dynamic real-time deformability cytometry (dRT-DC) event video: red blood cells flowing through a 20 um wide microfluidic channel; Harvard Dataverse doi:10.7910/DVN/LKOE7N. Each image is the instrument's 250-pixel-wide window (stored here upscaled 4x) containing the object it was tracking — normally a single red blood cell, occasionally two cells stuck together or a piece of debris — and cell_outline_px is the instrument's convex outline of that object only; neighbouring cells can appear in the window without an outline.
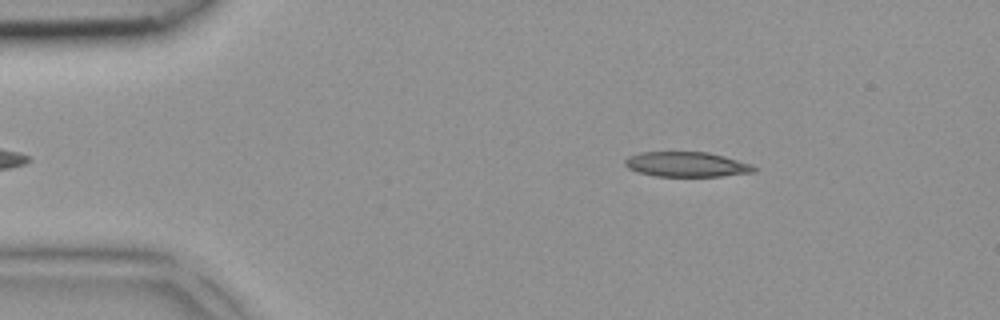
{"species": "common noctule bat (a hibernating species)", "species_latin": "Nyctalus noctula", "temperature_condition": "room temperature", "stored_images_in_passage": 4, "camera_frame_rate_fps": 3000, "um_per_image_px": 0.085, "animal": {"sex": "female", "body_mass_g": 18.4}, "frame": {"image": 1, "passage_image": 4, "time_ms": 1.0, "image_size_px": [1000, 320], "cell_outline_px": [[756, 172], [720, 176], [656, 176], [636, 172], [628, 168], [624, 164], [624, 160], [628, 156], [640, 152], [708, 152], [724, 156], [752, 164], [756, 168]], "centroid_in_image_um": [58.34, 13.97], "position_along_channel_um": 26.7, "area_um2": 18.84}}